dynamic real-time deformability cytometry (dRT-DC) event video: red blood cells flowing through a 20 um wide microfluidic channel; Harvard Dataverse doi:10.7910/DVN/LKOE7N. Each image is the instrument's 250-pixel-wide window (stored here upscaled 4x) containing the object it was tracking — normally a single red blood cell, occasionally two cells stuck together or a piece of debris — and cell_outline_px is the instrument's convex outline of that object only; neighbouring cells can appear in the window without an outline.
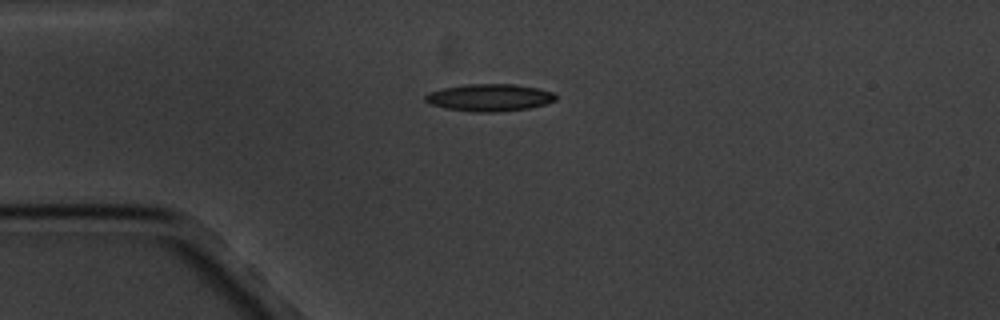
{"species": "common noctule bat (a hibernating species)", "species_latin": "Nyctalus noctula", "temperature_condition": "cold", "stored_images_in_passage": 4, "camera_frame_rate_fps": 3000, "um_per_image_px": 0.085, "animal": {"sex": "male", "body_mass_g": 20.1, "forearm_length_mm": 53.5}, "frame": {"image": 1, "passage_image": 1, "time_ms": 0.0, "image_size_px": [1000, 320], "cell_outline_px": [[556, 100], [544, 104], [528, 108], [496, 112], [472, 112], [444, 108], [428, 104], [424, 100], [424, 96], [428, 92], [444, 88], [468, 84], [516, 84], [536, 88], [552, 92], [556, 96]], "centroid_in_image_um": [41.55, 8.3], "position_along_channel_um": 43.4, "area_um2": 20.69}}
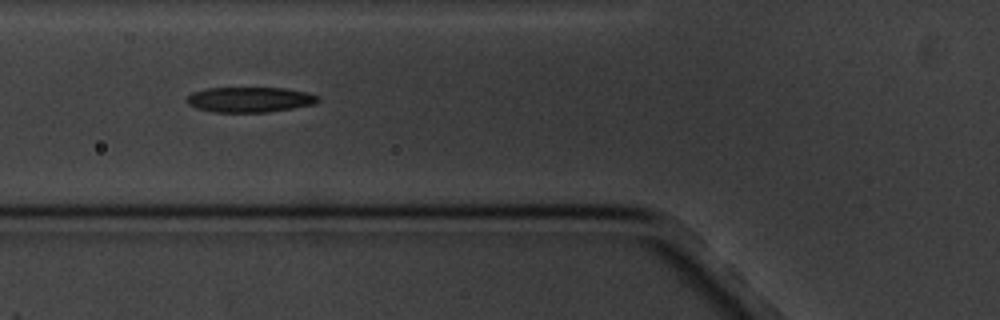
{"frame": {"image": 2, "passage_image": 3, "time_ms": 2.333, "image_size_px": [1000, 320], "cell_outline_px": [[320, 100], [312, 104], [292, 108], [268, 112], [212, 112], [196, 108], [188, 104], [188, 96], [192, 92], [208, 88], [284, 88], [308, 92], [320, 96]], "centroid_in_image_um": [21.24, 8.46], "position_along_channel_um": 104.6, "area_um2": 19.25}}
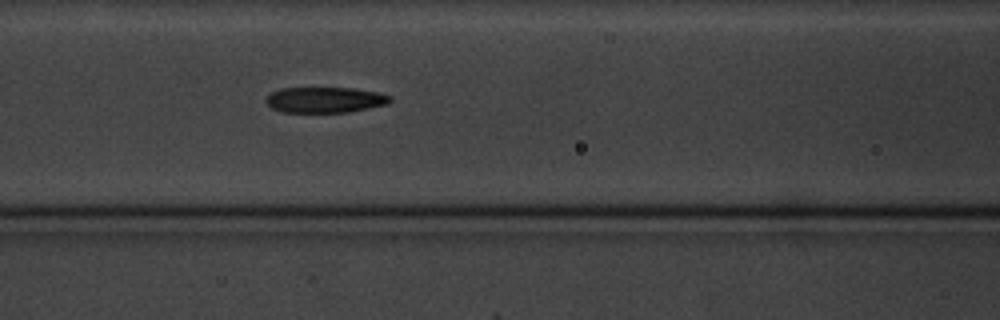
{"frame": {"image": 3, "passage_image": 4, "time_ms": 3.333, "image_size_px": [1000, 320], "cell_outline_px": [[392, 100], [388, 104], [348, 112], [280, 112], [272, 108], [264, 100], [272, 92], [280, 88], [352, 88], [376, 92], [392, 96]], "centroid_in_image_um": [27.62, 8.49], "position_along_channel_um": 139.0, "area_um2": 18.55}}